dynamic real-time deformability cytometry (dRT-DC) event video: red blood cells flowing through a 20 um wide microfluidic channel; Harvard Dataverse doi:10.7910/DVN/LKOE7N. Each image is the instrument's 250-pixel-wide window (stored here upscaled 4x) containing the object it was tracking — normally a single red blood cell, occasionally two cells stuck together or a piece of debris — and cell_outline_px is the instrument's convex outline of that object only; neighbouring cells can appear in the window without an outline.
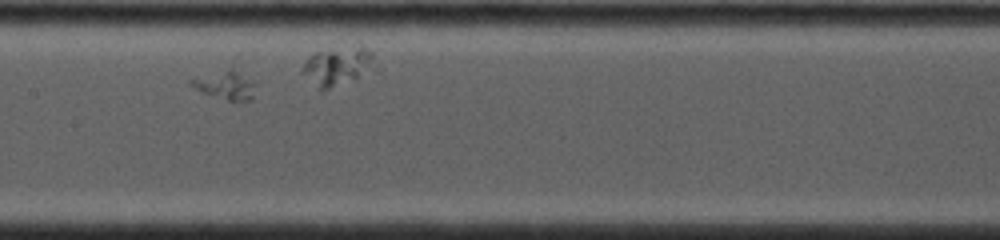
{"species": "common noctule bat (a hibernating species)", "species_latin": "Nyctalus noctula", "temperature_condition": "cold", "stored_images_in_passage": 17, "camera_frame_rate_fps": 4500, "um_per_image_px": 0.085, "animal": {"sex": "female", "body_mass_g": 19.0, "forearm_length_mm": 53.3}, "frame": {"image": 1, "passage_image": 5, "time_ms": 3.333, "image_size_px": [1000, 240], "cell_outline_px": [[252, 100], [228, 100], [200, 92], [188, 84], [188, 80], [232, 56], [252, 84]], "centroid_in_image_um": [19.04, 6.95], "position_along_channel_um": 188.4, "area_um2": 12.66}}
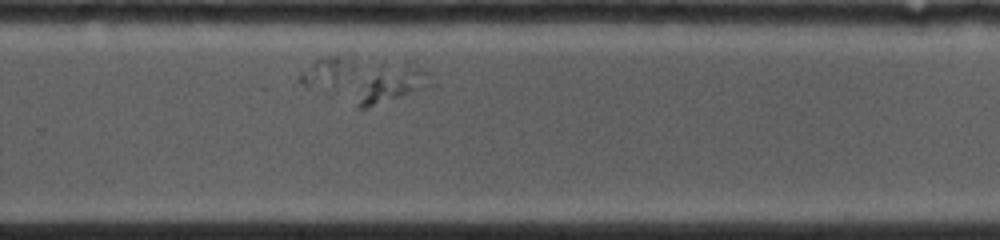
{"frame": {"image": 2, "passage_image": 12, "time_ms": 6.667, "image_size_px": [1000, 240], "cell_outline_px": [[436, 84], [364, 108], [356, 108], [356, 104], [368, 80], [380, 64], [384, 60], [408, 60], [428, 72]], "centroid_in_image_um": [33.45, 6.99], "position_along_channel_um": 296.3, "area_um2": 15.72}}
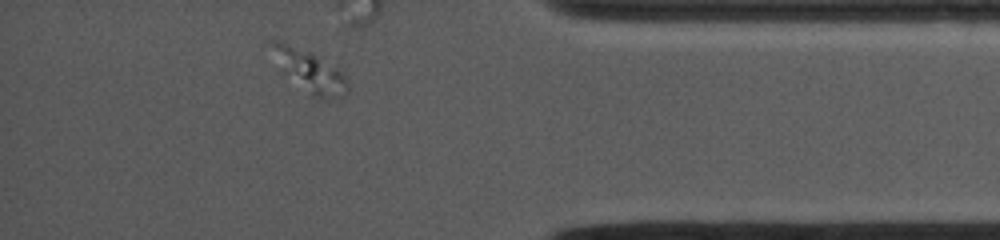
{"frame": {"image": 3, "passage_image": 17, "time_ms": 10.0, "image_size_px": [1000, 240], "cell_outline_px": [[348, 96], [332, 100], [320, 100], [312, 96], [280, 72], [268, 44], [272, 40], [280, 40], [308, 52], [316, 56], [344, 72], [348, 84]], "centroid_in_image_um": [26.32, 6.1], "position_along_channel_um": 408.9, "area_um2": 18.96}}